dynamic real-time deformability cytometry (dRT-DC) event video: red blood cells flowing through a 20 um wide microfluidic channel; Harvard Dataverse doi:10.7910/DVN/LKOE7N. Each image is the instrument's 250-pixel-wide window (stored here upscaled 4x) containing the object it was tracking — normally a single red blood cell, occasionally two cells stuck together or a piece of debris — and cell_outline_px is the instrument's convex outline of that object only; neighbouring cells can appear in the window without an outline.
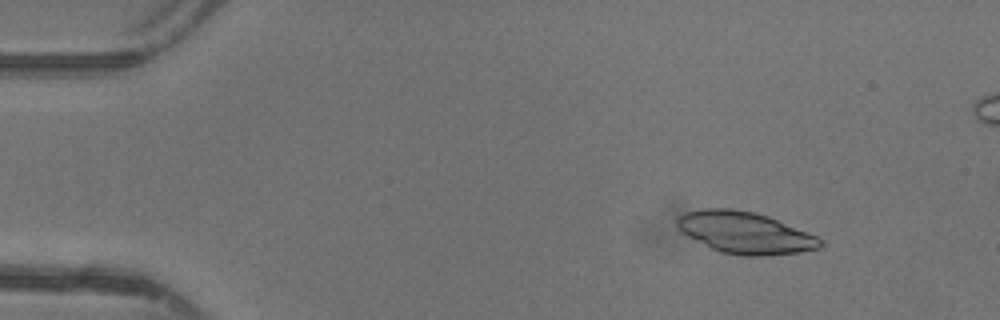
{"species": "common noctule bat (a hibernating species)", "species_latin": "Nyctalus noctula", "temperature_condition": "warm", "stored_images_in_passage": 11, "camera_frame_rate_fps": 3000, "um_per_image_px": 0.085, "animal": {"sex": "female"}, "frame": {"image": 1, "passage_image": 2, "time_ms": 0.333, "image_size_px": [1000, 320], "cell_outline_px": [[824, 244], [820, 248], [800, 252], [760, 256], [744, 256], [720, 252], [688, 236], [676, 224], [676, 220], [680, 216], [688, 212], [704, 208], [732, 208], [752, 212], [768, 216], [816, 236], [824, 240]], "centroid_in_image_um": [63.36, 19.78], "position_along_channel_um": 21.6, "area_um2": 34.39}}